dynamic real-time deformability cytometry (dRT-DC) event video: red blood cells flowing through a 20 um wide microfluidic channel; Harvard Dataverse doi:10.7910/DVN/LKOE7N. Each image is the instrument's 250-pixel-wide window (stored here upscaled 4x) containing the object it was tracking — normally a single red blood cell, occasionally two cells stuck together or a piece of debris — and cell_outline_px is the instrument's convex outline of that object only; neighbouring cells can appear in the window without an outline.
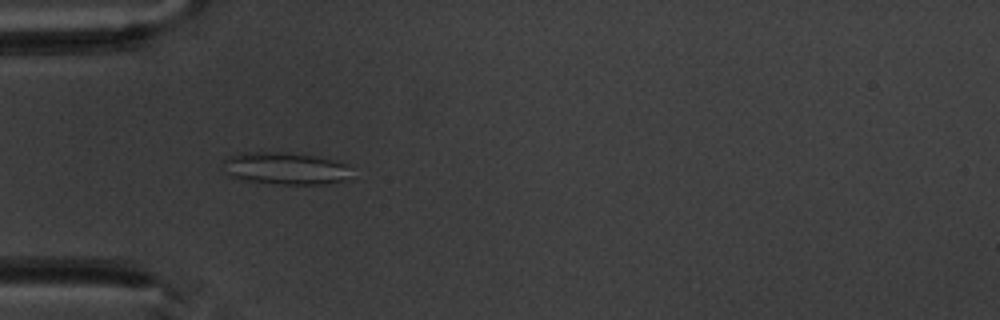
{"species": "common noctule bat (a hibernating species)", "species_latin": "Nyctalus noctula", "temperature_condition": "warm", "stored_images_in_passage": 8, "camera_frame_rate_fps": 3000, "um_per_image_px": 0.085, "animal": {"sex": "male", "body_mass_g": 20.1, "forearm_length_mm": 53.5}, "frame": {"image": 1, "passage_image": 4, "time_ms": 4.333, "image_size_px": [1000, 320], "cell_outline_px": [[352, 168], [344, 180], [324, 184], [280, 184], [244, 180], [232, 176], [228, 172], [224, 160], [224, 156], [244, 152], [288, 152], [316, 156], [336, 160], [348, 164]], "centroid_in_image_um": [24.29, 14.29], "position_along_channel_um": 60.7, "area_um2": 24.04}}
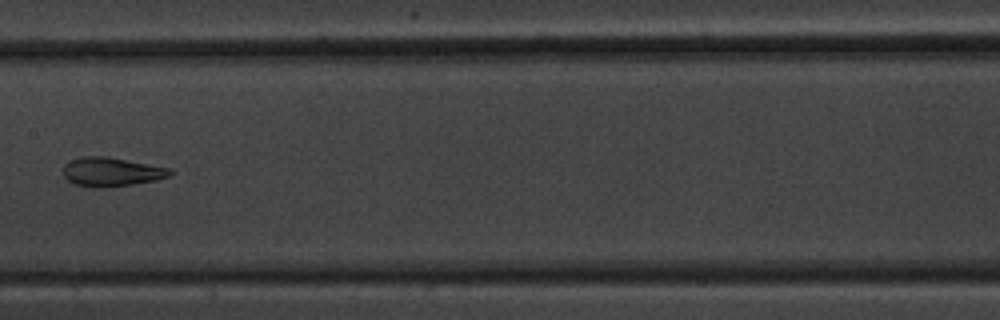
{"frame": {"image": 2, "passage_image": 7, "time_ms": 8.0, "image_size_px": [1000, 320], "cell_outline_px": [[172, 172], [168, 176], [156, 180], [108, 188], [92, 188], [72, 184], [64, 176], [64, 164], [80, 156], [108, 156], [172, 168]], "centroid_in_image_um": [9.46, 14.61], "position_along_channel_um": 197.9, "area_um2": 18.32}}
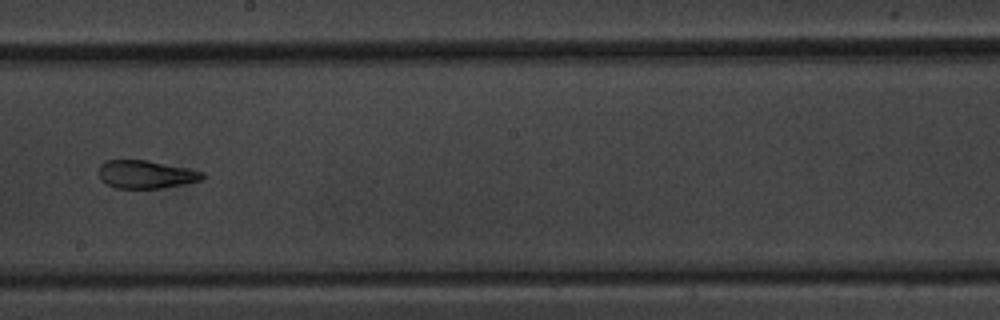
{"frame": {"image": 3, "passage_image": 8, "time_ms": 9.0, "image_size_px": [1000, 320], "cell_outline_px": [[208, 176], [200, 180], [184, 184], [160, 188], [116, 188], [100, 180], [100, 164], [104, 160], [148, 160], [188, 168], [204, 172]], "centroid_in_image_um": [12.43, 14.81], "position_along_channel_um": 235.8, "area_um2": 16.99}}